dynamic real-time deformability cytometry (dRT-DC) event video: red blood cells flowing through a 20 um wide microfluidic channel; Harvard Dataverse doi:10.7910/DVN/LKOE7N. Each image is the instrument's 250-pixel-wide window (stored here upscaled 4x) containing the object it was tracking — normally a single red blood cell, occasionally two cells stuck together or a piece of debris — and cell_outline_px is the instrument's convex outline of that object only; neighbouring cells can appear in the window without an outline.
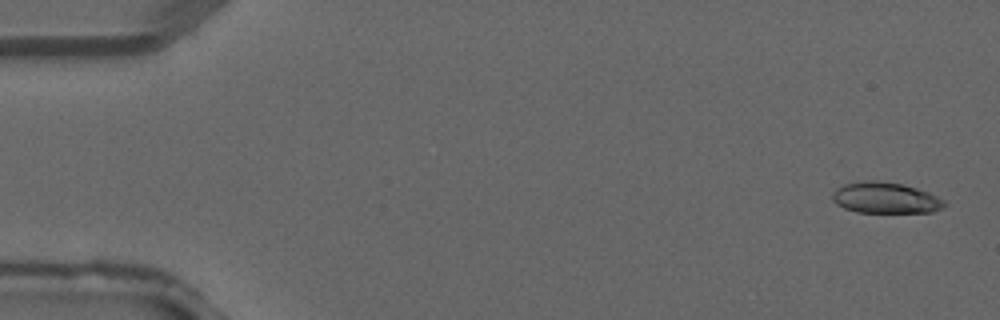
{"species": "common noctule bat (a hibernating species)", "species_latin": "Nyctalus noctula", "temperature_condition": "warm", "stored_images_in_passage": 5, "camera_frame_rate_fps": 3000, "um_per_image_px": 0.085, "animal": {"sex": "male", "forearm_length_mm": 52.5}, "frame": {"image": 1, "passage_image": 1, "time_ms": 0.0, "image_size_px": [1000, 320], "cell_outline_px": [[948, 204], [944, 208], [932, 212], [856, 212], [844, 208], [836, 204], [832, 200], [832, 192], [836, 188], [844, 184], [864, 180], [876, 180], [904, 184], [928, 192], [944, 200]], "centroid_in_image_um": [75.26, 16.81], "position_along_channel_um": 9.7, "area_um2": 20.46}}
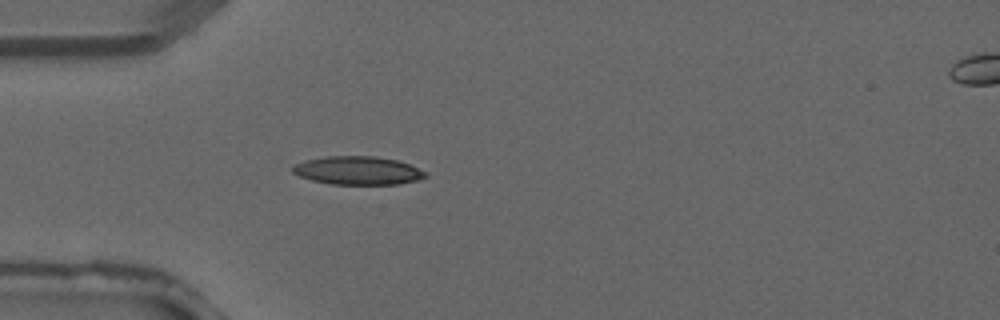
{"frame": {"image": 2, "passage_image": 4, "time_ms": 1.0, "image_size_px": [1000, 320], "cell_outline_px": [[428, 176], [420, 180], [400, 184], [332, 184], [312, 180], [300, 176], [292, 172], [292, 168], [296, 164], [304, 160], [324, 156], [376, 156], [396, 160], [408, 164], [428, 172]], "centroid_in_image_um": [30.45, 14.49], "position_along_channel_um": 54.6, "area_um2": 22.02}}